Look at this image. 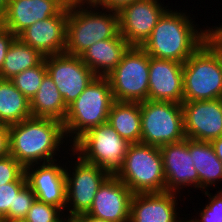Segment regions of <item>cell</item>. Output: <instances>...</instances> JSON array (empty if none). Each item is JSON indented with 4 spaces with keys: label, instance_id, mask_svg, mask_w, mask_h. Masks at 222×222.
Instances as JSON below:
<instances>
[{
    "label": "cell",
    "instance_id": "cell-1",
    "mask_svg": "<svg viewBox=\"0 0 222 222\" xmlns=\"http://www.w3.org/2000/svg\"><path fill=\"white\" fill-rule=\"evenodd\" d=\"M65 142L63 123L55 119L31 117L9 126L10 155L24 168L60 160L62 149L71 151L69 144V150L63 148Z\"/></svg>",
    "mask_w": 222,
    "mask_h": 222
},
{
    "label": "cell",
    "instance_id": "cell-2",
    "mask_svg": "<svg viewBox=\"0 0 222 222\" xmlns=\"http://www.w3.org/2000/svg\"><path fill=\"white\" fill-rule=\"evenodd\" d=\"M187 11L170 6L141 48L151 57L184 63L205 43V30Z\"/></svg>",
    "mask_w": 222,
    "mask_h": 222
},
{
    "label": "cell",
    "instance_id": "cell-3",
    "mask_svg": "<svg viewBox=\"0 0 222 222\" xmlns=\"http://www.w3.org/2000/svg\"><path fill=\"white\" fill-rule=\"evenodd\" d=\"M118 33V12L99 8L91 1H69L65 53L80 56L94 43Z\"/></svg>",
    "mask_w": 222,
    "mask_h": 222
},
{
    "label": "cell",
    "instance_id": "cell-4",
    "mask_svg": "<svg viewBox=\"0 0 222 222\" xmlns=\"http://www.w3.org/2000/svg\"><path fill=\"white\" fill-rule=\"evenodd\" d=\"M115 102L107 77L96 76L68 106L63 121L66 139L72 145L91 128L106 123Z\"/></svg>",
    "mask_w": 222,
    "mask_h": 222
},
{
    "label": "cell",
    "instance_id": "cell-5",
    "mask_svg": "<svg viewBox=\"0 0 222 222\" xmlns=\"http://www.w3.org/2000/svg\"><path fill=\"white\" fill-rule=\"evenodd\" d=\"M133 194L166 191L160 148L142 143L130 144L122 168L115 175Z\"/></svg>",
    "mask_w": 222,
    "mask_h": 222
},
{
    "label": "cell",
    "instance_id": "cell-6",
    "mask_svg": "<svg viewBox=\"0 0 222 222\" xmlns=\"http://www.w3.org/2000/svg\"><path fill=\"white\" fill-rule=\"evenodd\" d=\"M129 143L108 123L91 128L72 145L71 151L82 160L116 175L122 168Z\"/></svg>",
    "mask_w": 222,
    "mask_h": 222
},
{
    "label": "cell",
    "instance_id": "cell-7",
    "mask_svg": "<svg viewBox=\"0 0 222 222\" xmlns=\"http://www.w3.org/2000/svg\"><path fill=\"white\" fill-rule=\"evenodd\" d=\"M183 81V102L222 98V64L206 43L183 63Z\"/></svg>",
    "mask_w": 222,
    "mask_h": 222
},
{
    "label": "cell",
    "instance_id": "cell-8",
    "mask_svg": "<svg viewBox=\"0 0 222 222\" xmlns=\"http://www.w3.org/2000/svg\"><path fill=\"white\" fill-rule=\"evenodd\" d=\"M141 143L161 147L184 140L182 105L169 101L140 102Z\"/></svg>",
    "mask_w": 222,
    "mask_h": 222
},
{
    "label": "cell",
    "instance_id": "cell-9",
    "mask_svg": "<svg viewBox=\"0 0 222 222\" xmlns=\"http://www.w3.org/2000/svg\"><path fill=\"white\" fill-rule=\"evenodd\" d=\"M150 56L141 48L131 46L120 63L106 76L115 101L143 102L149 99Z\"/></svg>",
    "mask_w": 222,
    "mask_h": 222
},
{
    "label": "cell",
    "instance_id": "cell-10",
    "mask_svg": "<svg viewBox=\"0 0 222 222\" xmlns=\"http://www.w3.org/2000/svg\"><path fill=\"white\" fill-rule=\"evenodd\" d=\"M70 164L66 166V208L65 215L77 217L87 213L95 194L110 174L95 164L82 160L73 151ZM75 155V156H74ZM72 163V164H71ZM71 165V166H70ZM73 165V167H72ZM70 166V167H69Z\"/></svg>",
    "mask_w": 222,
    "mask_h": 222
},
{
    "label": "cell",
    "instance_id": "cell-11",
    "mask_svg": "<svg viewBox=\"0 0 222 222\" xmlns=\"http://www.w3.org/2000/svg\"><path fill=\"white\" fill-rule=\"evenodd\" d=\"M48 75L57 86L68 107L96 77L80 56L67 53L44 57Z\"/></svg>",
    "mask_w": 222,
    "mask_h": 222
},
{
    "label": "cell",
    "instance_id": "cell-12",
    "mask_svg": "<svg viewBox=\"0 0 222 222\" xmlns=\"http://www.w3.org/2000/svg\"><path fill=\"white\" fill-rule=\"evenodd\" d=\"M164 4L161 0H137L118 12L119 33L130 46L141 47L150 37L159 19L169 8Z\"/></svg>",
    "mask_w": 222,
    "mask_h": 222
},
{
    "label": "cell",
    "instance_id": "cell-13",
    "mask_svg": "<svg viewBox=\"0 0 222 222\" xmlns=\"http://www.w3.org/2000/svg\"><path fill=\"white\" fill-rule=\"evenodd\" d=\"M185 137L211 142L222 136V98L183 102Z\"/></svg>",
    "mask_w": 222,
    "mask_h": 222
},
{
    "label": "cell",
    "instance_id": "cell-14",
    "mask_svg": "<svg viewBox=\"0 0 222 222\" xmlns=\"http://www.w3.org/2000/svg\"><path fill=\"white\" fill-rule=\"evenodd\" d=\"M64 163L56 160L48 163L32 164L25 167V175L27 184L38 201L59 207L65 213V169L69 163Z\"/></svg>",
    "mask_w": 222,
    "mask_h": 222
},
{
    "label": "cell",
    "instance_id": "cell-15",
    "mask_svg": "<svg viewBox=\"0 0 222 222\" xmlns=\"http://www.w3.org/2000/svg\"><path fill=\"white\" fill-rule=\"evenodd\" d=\"M159 148L163 158L166 191L181 194L185 187L199 190V176L190 155L189 139Z\"/></svg>",
    "mask_w": 222,
    "mask_h": 222
},
{
    "label": "cell",
    "instance_id": "cell-16",
    "mask_svg": "<svg viewBox=\"0 0 222 222\" xmlns=\"http://www.w3.org/2000/svg\"><path fill=\"white\" fill-rule=\"evenodd\" d=\"M69 0H9L1 26L16 37L35 22L58 15Z\"/></svg>",
    "mask_w": 222,
    "mask_h": 222
},
{
    "label": "cell",
    "instance_id": "cell-17",
    "mask_svg": "<svg viewBox=\"0 0 222 222\" xmlns=\"http://www.w3.org/2000/svg\"><path fill=\"white\" fill-rule=\"evenodd\" d=\"M133 192L115 175H110L99 187L87 212L110 222H129Z\"/></svg>",
    "mask_w": 222,
    "mask_h": 222
},
{
    "label": "cell",
    "instance_id": "cell-18",
    "mask_svg": "<svg viewBox=\"0 0 222 222\" xmlns=\"http://www.w3.org/2000/svg\"><path fill=\"white\" fill-rule=\"evenodd\" d=\"M68 5L55 16L35 22L17 37L44 57L65 52Z\"/></svg>",
    "mask_w": 222,
    "mask_h": 222
},
{
    "label": "cell",
    "instance_id": "cell-19",
    "mask_svg": "<svg viewBox=\"0 0 222 222\" xmlns=\"http://www.w3.org/2000/svg\"><path fill=\"white\" fill-rule=\"evenodd\" d=\"M182 195L169 191L133 194L129 222H181L177 206Z\"/></svg>",
    "mask_w": 222,
    "mask_h": 222
},
{
    "label": "cell",
    "instance_id": "cell-20",
    "mask_svg": "<svg viewBox=\"0 0 222 222\" xmlns=\"http://www.w3.org/2000/svg\"><path fill=\"white\" fill-rule=\"evenodd\" d=\"M183 63L150 56L149 100L183 103Z\"/></svg>",
    "mask_w": 222,
    "mask_h": 222
},
{
    "label": "cell",
    "instance_id": "cell-21",
    "mask_svg": "<svg viewBox=\"0 0 222 222\" xmlns=\"http://www.w3.org/2000/svg\"><path fill=\"white\" fill-rule=\"evenodd\" d=\"M130 47L118 33L114 38L94 43L80 57L96 76L106 77L120 63Z\"/></svg>",
    "mask_w": 222,
    "mask_h": 222
},
{
    "label": "cell",
    "instance_id": "cell-22",
    "mask_svg": "<svg viewBox=\"0 0 222 222\" xmlns=\"http://www.w3.org/2000/svg\"><path fill=\"white\" fill-rule=\"evenodd\" d=\"M189 151L199 176V189L205 192L212 185L216 187V183L222 181V162L216 156L211 142L189 139Z\"/></svg>",
    "mask_w": 222,
    "mask_h": 222
},
{
    "label": "cell",
    "instance_id": "cell-23",
    "mask_svg": "<svg viewBox=\"0 0 222 222\" xmlns=\"http://www.w3.org/2000/svg\"><path fill=\"white\" fill-rule=\"evenodd\" d=\"M30 109L32 117L50 118L63 123L68 107L48 73L44 76L40 88L30 101Z\"/></svg>",
    "mask_w": 222,
    "mask_h": 222
},
{
    "label": "cell",
    "instance_id": "cell-24",
    "mask_svg": "<svg viewBox=\"0 0 222 222\" xmlns=\"http://www.w3.org/2000/svg\"><path fill=\"white\" fill-rule=\"evenodd\" d=\"M107 122L129 143H141L140 102L115 101Z\"/></svg>",
    "mask_w": 222,
    "mask_h": 222
},
{
    "label": "cell",
    "instance_id": "cell-25",
    "mask_svg": "<svg viewBox=\"0 0 222 222\" xmlns=\"http://www.w3.org/2000/svg\"><path fill=\"white\" fill-rule=\"evenodd\" d=\"M30 101L9 79H0V124L12 125L31 118Z\"/></svg>",
    "mask_w": 222,
    "mask_h": 222
},
{
    "label": "cell",
    "instance_id": "cell-26",
    "mask_svg": "<svg viewBox=\"0 0 222 222\" xmlns=\"http://www.w3.org/2000/svg\"><path fill=\"white\" fill-rule=\"evenodd\" d=\"M43 60L44 56L37 49H33L16 37L0 69V79L10 80L22 71L39 65Z\"/></svg>",
    "mask_w": 222,
    "mask_h": 222
},
{
    "label": "cell",
    "instance_id": "cell-27",
    "mask_svg": "<svg viewBox=\"0 0 222 222\" xmlns=\"http://www.w3.org/2000/svg\"><path fill=\"white\" fill-rule=\"evenodd\" d=\"M46 74V63L45 60H43L39 65L22 71L10 80L14 86L31 101L40 88Z\"/></svg>",
    "mask_w": 222,
    "mask_h": 222
},
{
    "label": "cell",
    "instance_id": "cell-28",
    "mask_svg": "<svg viewBox=\"0 0 222 222\" xmlns=\"http://www.w3.org/2000/svg\"><path fill=\"white\" fill-rule=\"evenodd\" d=\"M210 191L202 192L206 197H208V202L205 204V207L200 209V212L197 216H193L189 220L191 222H222V190L216 191L214 194L209 193ZM193 218V219H192Z\"/></svg>",
    "mask_w": 222,
    "mask_h": 222
},
{
    "label": "cell",
    "instance_id": "cell-29",
    "mask_svg": "<svg viewBox=\"0 0 222 222\" xmlns=\"http://www.w3.org/2000/svg\"><path fill=\"white\" fill-rule=\"evenodd\" d=\"M64 215L59 207L36 199L24 219L27 222H58Z\"/></svg>",
    "mask_w": 222,
    "mask_h": 222
},
{
    "label": "cell",
    "instance_id": "cell-30",
    "mask_svg": "<svg viewBox=\"0 0 222 222\" xmlns=\"http://www.w3.org/2000/svg\"><path fill=\"white\" fill-rule=\"evenodd\" d=\"M27 184L25 172L15 181L0 185V220L14 208L15 195Z\"/></svg>",
    "mask_w": 222,
    "mask_h": 222
},
{
    "label": "cell",
    "instance_id": "cell-31",
    "mask_svg": "<svg viewBox=\"0 0 222 222\" xmlns=\"http://www.w3.org/2000/svg\"><path fill=\"white\" fill-rule=\"evenodd\" d=\"M35 200L34 192L26 184L15 195L14 208H10L8 214L3 219H24Z\"/></svg>",
    "mask_w": 222,
    "mask_h": 222
},
{
    "label": "cell",
    "instance_id": "cell-32",
    "mask_svg": "<svg viewBox=\"0 0 222 222\" xmlns=\"http://www.w3.org/2000/svg\"><path fill=\"white\" fill-rule=\"evenodd\" d=\"M25 168L11 155L0 158V185L15 182Z\"/></svg>",
    "mask_w": 222,
    "mask_h": 222
},
{
    "label": "cell",
    "instance_id": "cell-33",
    "mask_svg": "<svg viewBox=\"0 0 222 222\" xmlns=\"http://www.w3.org/2000/svg\"><path fill=\"white\" fill-rule=\"evenodd\" d=\"M206 28L205 26L203 28L205 29V43L214 51L222 64V33L215 26Z\"/></svg>",
    "mask_w": 222,
    "mask_h": 222
},
{
    "label": "cell",
    "instance_id": "cell-34",
    "mask_svg": "<svg viewBox=\"0 0 222 222\" xmlns=\"http://www.w3.org/2000/svg\"><path fill=\"white\" fill-rule=\"evenodd\" d=\"M15 38L16 36L12 34L8 29L0 26V69L5 60L7 51Z\"/></svg>",
    "mask_w": 222,
    "mask_h": 222
},
{
    "label": "cell",
    "instance_id": "cell-35",
    "mask_svg": "<svg viewBox=\"0 0 222 222\" xmlns=\"http://www.w3.org/2000/svg\"><path fill=\"white\" fill-rule=\"evenodd\" d=\"M135 1L137 0H91L97 7L115 12H119L123 7Z\"/></svg>",
    "mask_w": 222,
    "mask_h": 222
},
{
    "label": "cell",
    "instance_id": "cell-36",
    "mask_svg": "<svg viewBox=\"0 0 222 222\" xmlns=\"http://www.w3.org/2000/svg\"><path fill=\"white\" fill-rule=\"evenodd\" d=\"M10 155L9 126L0 124V158Z\"/></svg>",
    "mask_w": 222,
    "mask_h": 222
},
{
    "label": "cell",
    "instance_id": "cell-37",
    "mask_svg": "<svg viewBox=\"0 0 222 222\" xmlns=\"http://www.w3.org/2000/svg\"><path fill=\"white\" fill-rule=\"evenodd\" d=\"M77 222H110L108 220L84 213L76 217Z\"/></svg>",
    "mask_w": 222,
    "mask_h": 222
},
{
    "label": "cell",
    "instance_id": "cell-38",
    "mask_svg": "<svg viewBox=\"0 0 222 222\" xmlns=\"http://www.w3.org/2000/svg\"><path fill=\"white\" fill-rule=\"evenodd\" d=\"M211 144L215 150L216 156L222 162V136H220L219 138L213 139L211 141Z\"/></svg>",
    "mask_w": 222,
    "mask_h": 222
},
{
    "label": "cell",
    "instance_id": "cell-39",
    "mask_svg": "<svg viewBox=\"0 0 222 222\" xmlns=\"http://www.w3.org/2000/svg\"><path fill=\"white\" fill-rule=\"evenodd\" d=\"M8 2L9 0H0V15H2L5 12Z\"/></svg>",
    "mask_w": 222,
    "mask_h": 222
},
{
    "label": "cell",
    "instance_id": "cell-40",
    "mask_svg": "<svg viewBox=\"0 0 222 222\" xmlns=\"http://www.w3.org/2000/svg\"><path fill=\"white\" fill-rule=\"evenodd\" d=\"M58 222H77L76 217L64 215Z\"/></svg>",
    "mask_w": 222,
    "mask_h": 222
},
{
    "label": "cell",
    "instance_id": "cell-41",
    "mask_svg": "<svg viewBox=\"0 0 222 222\" xmlns=\"http://www.w3.org/2000/svg\"><path fill=\"white\" fill-rule=\"evenodd\" d=\"M0 222H27L25 219H1Z\"/></svg>",
    "mask_w": 222,
    "mask_h": 222
},
{
    "label": "cell",
    "instance_id": "cell-42",
    "mask_svg": "<svg viewBox=\"0 0 222 222\" xmlns=\"http://www.w3.org/2000/svg\"><path fill=\"white\" fill-rule=\"evenodd\" d=\"M221 24H222V23H221ZM215 27L222 33V25H220V26H219V25H216Z\"/></svg>",
    "mask_w": 222,
    "mask_h": 222
},
{
    "label": "cell",
    "instance_id": "cell-43",
    "mask_svg": "<svg viewBox=\"0 0 222 222\" xmlns=\"http://www.w3.org/2000/svg\"><path fill=\"white\" fill-rule=\"evenodd\" d=\"M184 220H182L181 222H191L190 220H188L187 218H183ZM187 219V220H186Z\"/></svg>",
    "mask_w": 222,
    "mask_h": 222
},
{
    "label": "cell",
    "instance_id": "cell-44",
    "mask_svg": "<svg viewBox=\"0 0 222 222\" xmlns=\"http://www.w3.org/2000/svg\"><path fill=\"white\" fill-rule=\"evenodd\" d=\"M74 1H91V0H74Z\"/></svg>",
    "mask_w": 222,
    "mask_h": 222
}]
</instances>
